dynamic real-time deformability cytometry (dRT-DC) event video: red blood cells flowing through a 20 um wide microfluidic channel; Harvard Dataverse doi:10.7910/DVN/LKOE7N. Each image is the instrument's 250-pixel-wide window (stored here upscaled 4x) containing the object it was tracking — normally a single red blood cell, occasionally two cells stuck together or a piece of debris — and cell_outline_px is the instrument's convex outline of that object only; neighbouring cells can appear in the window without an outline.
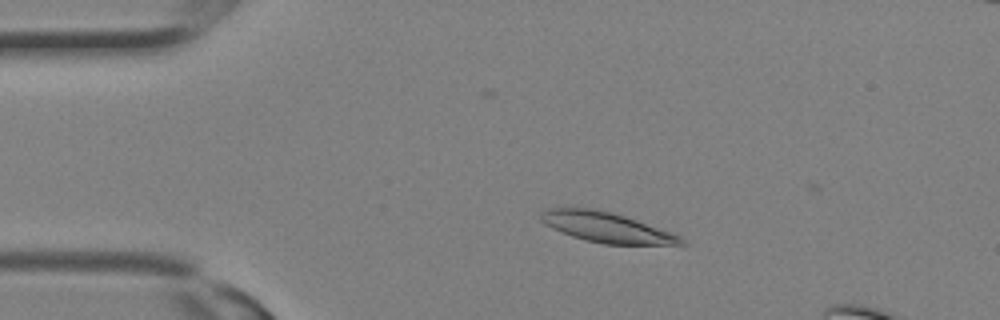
{"species": "Egyptian fruit bat (a non-hibernating species)", "species_latin": "Rousettus aegyptiacus", "temperature_condition": "room temperature", "stored_images_in_passage": 27, "camera_frame_rate_fps": 3000, "um_per_image_px": 0.085, "animal": {"sex": "female"}, "frame": {"image": 1, "passage_image": 5, "time_ms": 1.333, "image_size_px": [1000, 320], "cell_outline_px": [[688, 244], [604, 244], [584, 240], [572, 236], [552, 228], [544, 224], [540, 220], [540, 212], [544, 208], [592, 208], [612, 212], [672, 232], [680, 236]], "centroid_in_image_um": [51.51, 19.31], "position_along_channel_um": 33.5, "area_um2": 24.51}}
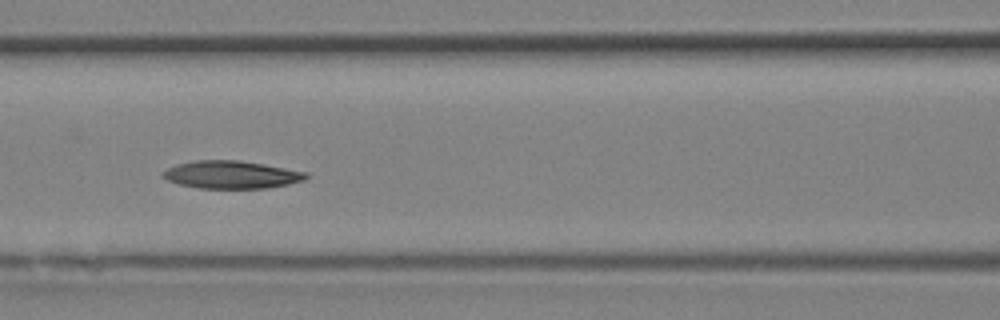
{"frame": {"image": 2, "passage_image": 12, "time_ms": 3.667, "image_size_px": [1000, 320], "cell_outline_px": [[308, 176], [304, 180], [288, 184], [264, 188], [200, 188], [180, 184], [168, 180], [164, 176], [164, 172], [168, 168], [176, 164], [196, 160], [240, 160], [264, 164], [308, 172]], "centroid_in_image_um": [19.7, 14.84], "position_along_channel_um": 146.9, "area_um2": 22.89}}
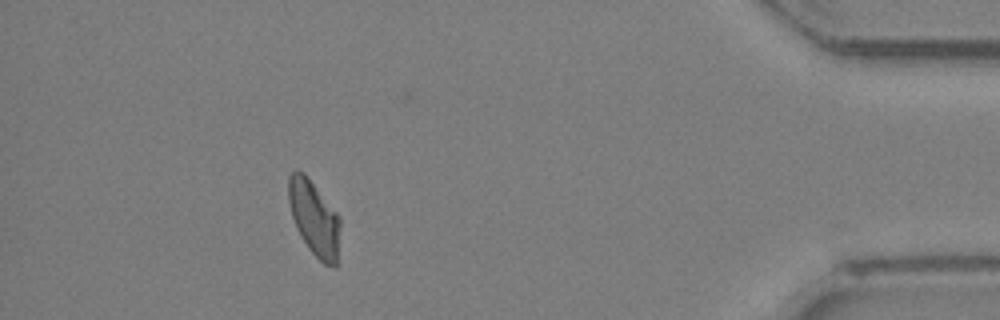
{"frame": {"image": 3, "passage_image": 26, "time_ms": 8.333, "image_size_px": [1000, 320], "cell_outline_px": [[340, 224], [336, 268], [332, 268], [324, 264], [308, 248], [300, 236], [296, 228], [292, 216], [288, 200], [288, 176], [296, 168], [304, 172], [340, 216]], "centroid_in_image_um": [26.7, 18.53], "position_along_channel_um": 408.5, "area_um2": 22.72}}